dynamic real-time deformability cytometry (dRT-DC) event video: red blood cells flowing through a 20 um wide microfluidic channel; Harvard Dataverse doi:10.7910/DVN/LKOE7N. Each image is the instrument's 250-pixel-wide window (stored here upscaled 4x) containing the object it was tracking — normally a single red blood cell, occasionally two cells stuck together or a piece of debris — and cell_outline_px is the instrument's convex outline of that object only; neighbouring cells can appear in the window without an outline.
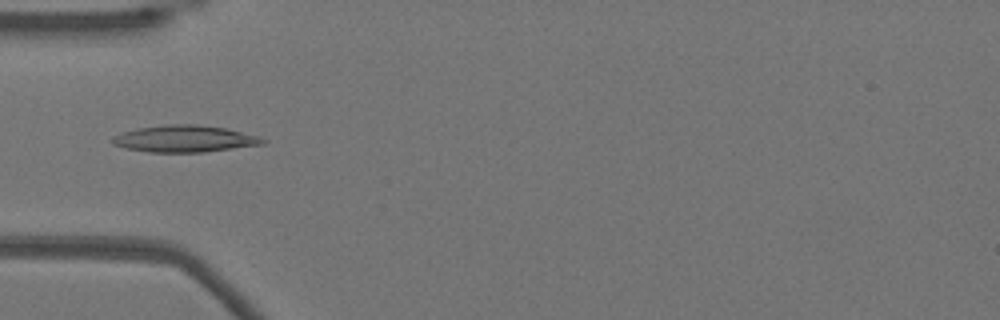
{"species": "Egyptian fruit bat (a non-hibernating species)", "species_latin": "Rousettus aegyptiacus", "temperature_condition": "warm", "stored_images_in_passage": 51, "camera_frame_rate_fps": 3000, "um_per_image_px": 0.085, "animal": {"sex": "female"}, "frame": {"image": 1, "passage_image": 15, "time_ms": 4.667, "image_size_px": [1000, 320], "cell_outline_px": [[268, 140], [264, 144], [204, 152], [148, 152], [124, 148], [112, 144], [112, 136], [120, 132], [136, 128], [164, 124], [196, 124], [224, 128], [260, 136]], "centroid_in_image_um": [15.66, 11.79], "position_along_channel_um": 69.3, "area_um2": 23.7}}
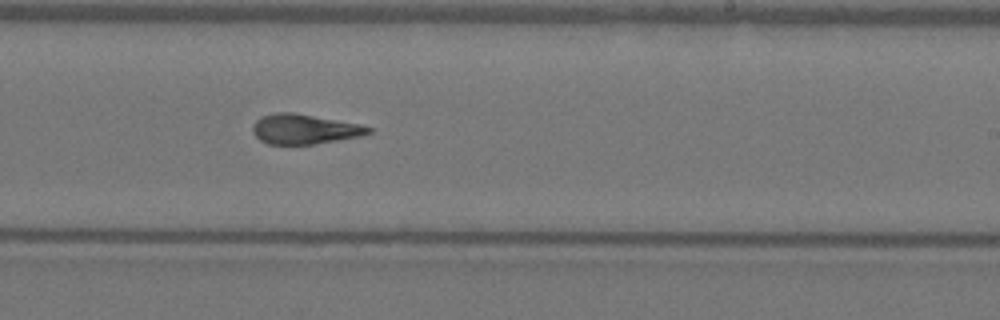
{"frame": {"image": 2, "passage_image": 30, "time_ms": 9.667, "image_size_px": [1000, 320], "cell_outline_px": [[372, 132], [360, 136], [312, 144], [268, 144], [260, 140], [252, 132], [252, 128], [256, 120], [260, 116], [276, 112], [292, 112], [360, 124], [372, 128]], "centroid_in_image_um": [25.84, 10.97], "position_along_channel_um": 263.2, "area_um2": 20.0}}
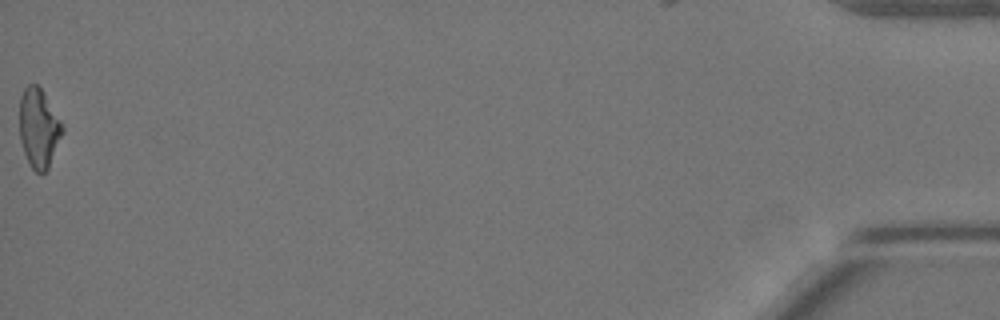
{"frame": {"image": 3, "passage_image": 51, "time_ms": 16.667, "image_size_px": [1000, 320], "cell_outline_px": [[64, 132], [48, 168], [44, 172], [36, 172], [32, 168], [24, 152], [20, 140], [20, 96], [24, 88], [28, 84], [36, 84], [44, 92], [60, 120], [64, 128]], "centroid_in_image_um": [3.3, 10.87], "position_along_channel_um": 431.9, "area_um2": 19.65}, "authors_computed_cell_mechanics": {"area_um2": 20.5768, "velocity_mm_per_s": 3.8677, "shape_relaxation_time_tau1_ms": null, "shape_relaxation_time_tau2_ms": 3.1687, "deformation_change_tau1": null, "deformation_change_tau2": 0.1182}}